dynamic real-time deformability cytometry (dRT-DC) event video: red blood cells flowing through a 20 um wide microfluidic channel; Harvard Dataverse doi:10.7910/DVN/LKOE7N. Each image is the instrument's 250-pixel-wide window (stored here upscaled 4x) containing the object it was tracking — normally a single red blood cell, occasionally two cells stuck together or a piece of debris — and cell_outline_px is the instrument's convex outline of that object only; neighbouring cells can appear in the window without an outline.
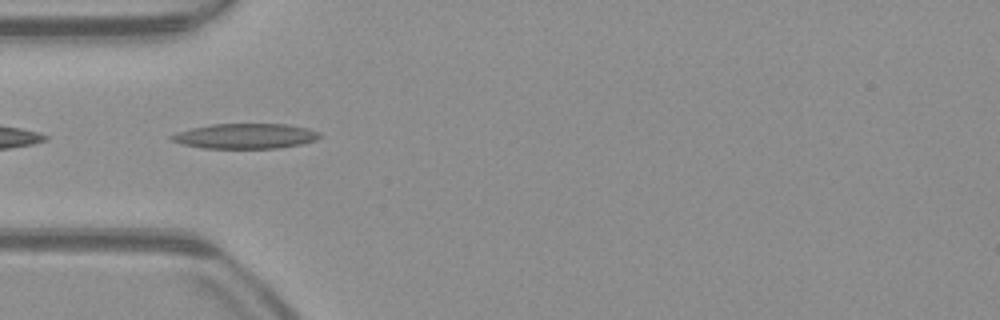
{"species": "common noctule bat (a hibernating species)", "species_latin": "Nyctalus noctula", "temperature_condition": "warm", "stored_images_in_passage": 37, "camera_frame_rate_fps": 3000, "um_per_image_px": 0.085, "animal": {"sex": "male", "body_mass_g": 23.1, "forearm_length_mm": 52.7}, "frame": {"image": 1, "passage_image": 2, "time_ms": 0.333, "image_size_px": [1000, 320], "cell_outline_px": [[320, 136], [316, 140], [300, 144], [276, 148], [204, 148], [184, 144], [172, 140], [168, 136], [176, 132], [192, 128], [212, 124], [288, 124], [308, 128], [320, 132]], "centroid_in_image_um": [20.87, 11.56], "position_along_channel_um": 64.1, "area_um2": 21.56}}
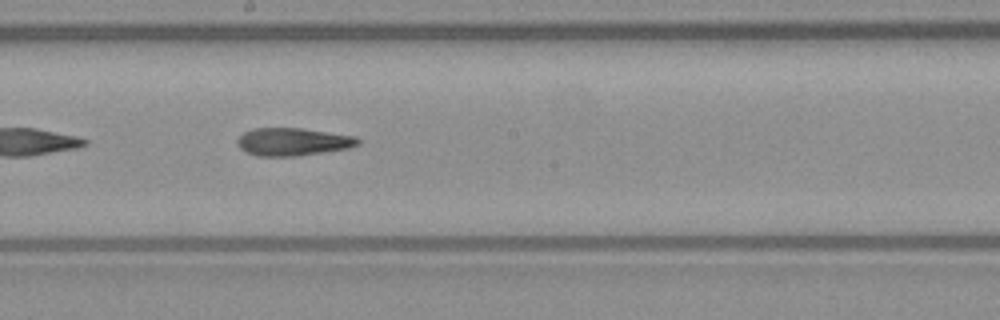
{"frame": {"image": 2, "passage_image": 14, "time_ms": 4.333, "image_size_px": [1000, 320], "cell_outline_px": [[360, 144], [348, 148], [324, 152], [296, 156], [256, 156], [240, 148], [236, 144], [236, 140], [244, 132], [252, 128], [300, 128], [356, 136], [360, 140]], "centroid_in_image_um": [24.88, 12.05], "position_along_channel_um": 223.3, "area_um2": 19.54}}
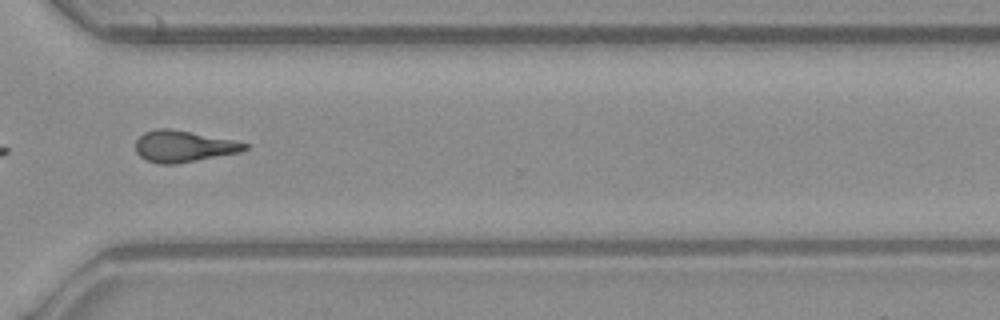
{"frame": {"image": 3, "passage_image": 24, "time_ms": 7.667, "image_size_px": [1000, 320], "cell_outline_px": [[248, 148], [240, 152], [176, 164], [160, 164], [144, 160], [136, 152], [136, 140], [144, 132], [156, 128], [168, 128], [232, 140], [248, 144]], "centroid_in_image_um": [15.55, 12.44], "position_along_channel_um": 355.1, "area_um2": 19.83}, "authors_computed_cell_mechanics": {"area_um2": 19.5942, "velocity_mm_per_s": 3.9508, "shape_relaxation_time_tau1_ms": null, "shape_relaxation_time_tau2_ms": 6.0856, "deformation_change_tau1": null, "deformation_change_tau2": 0.1938}}